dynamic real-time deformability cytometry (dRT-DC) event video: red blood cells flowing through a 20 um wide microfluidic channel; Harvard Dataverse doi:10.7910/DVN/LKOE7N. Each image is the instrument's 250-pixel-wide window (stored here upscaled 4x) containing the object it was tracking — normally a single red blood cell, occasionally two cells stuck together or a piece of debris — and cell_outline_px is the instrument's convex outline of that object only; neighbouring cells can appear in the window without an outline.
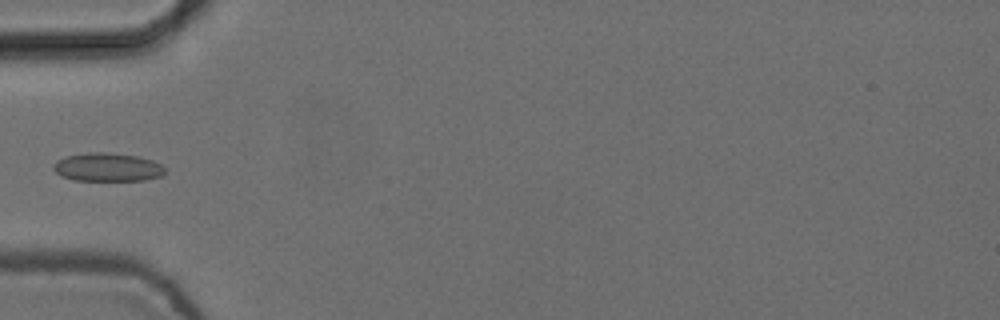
{"species": "common noctule bat (a hibernating species)", "species_latin": "Nyctalus noctula", "temperature_condition": "cold", "stored_images_in_passage": 6, "camera_frame_rate_fps": 3000, "um_per_image_px": 0.085, "animal": {"sex": "female", "body_mass_g": 24.6, "forearm_length_mm": 56.2}, "frame": {"image": 1, "passage_image": 5, "time_ms": 1.333, "image_size_px": [1000, 320], "cell_outline_px": [[164, 172], [160, 176], [144, 180], [72, 180], [60, 176], [52, 168], [52, 164], [56, 160], [64, 156], [88, 152], [104, 152], [136, 156], [152, 160], [160, 164], [164, 168]], "centroid_in_image_um": [9.06, 14.2], "position_along_channel_um": 75.9, "area_um2": 18.5}}
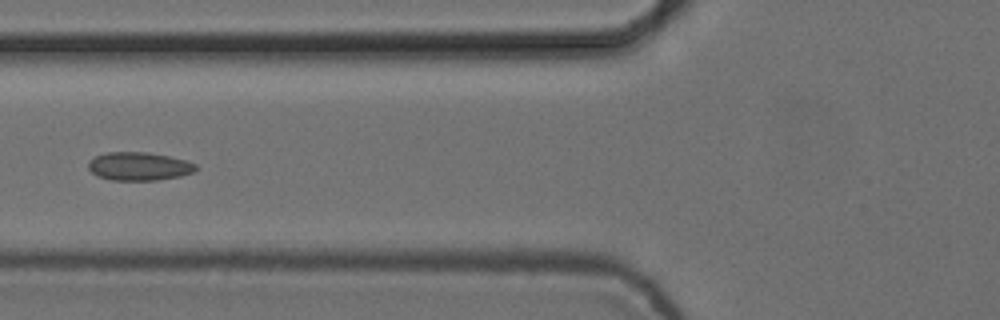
{"frame": {"image": 2, "passage_image": 6, "time_ms": 1.667, "image_size_px": [1000, 320], "cell_outline_px": [[200, 168], [192, 172], [180, 176], [156, 180], [112, 180], [96, 176], [88, 168], [88, 160], [96, 156], [108, 152], [148, 152], [188, 160], [196, 164]], "centroid_in_image_um": [11.82, 14.13], "position_along_channel_um": 114.0, "area_um2": 17.86}}